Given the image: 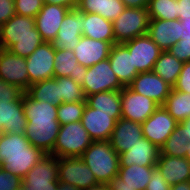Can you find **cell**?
I'll return each instance as SVG.
<instances>
[{
    "mask_svg": "<svg viewBox=\"0 0 190 190\" xmlns=\"http://www.w3.org/2000/svg\"><path fill=\"white\" fill-rule=\"evenodd\" d=\"M23 107L27 118L24 135L31 145L45 154L53 155L60 124L57 120L58 106L45 101H36L23 93Z\"/></svg>",
    "mask_w": 190,
    "mask_h": 190,
    "instance_id": "1",
    "label": "cell"
},
{
    "mask_svg": "<svg viewBox=\"0 0 190 190\" xmlns=\"http://www.w3.org/2000/svg\"><path fill=\"white\" fill-rule=\"evenodd\" d=\"M45 153L30 144L24 134L2 133L0 137V166L21 179Z\"/></svg>",
    "mask_w": 190,
    "mask_h": 190,
    "instance_id": "2",
    "label": "cell"
},
{
    "mask_svg": "<svg viewBox=\"0 0 190 190\" xmlns=\"http://www.w3.org/2000/svg\"><path fill=\"white\" fill-rule=\"evenodd\" d=\"M0 49L24 58L30 56L44 41L32 17L15 14L2 25Z\"/></svg>",
    "mask_w": 190,
    "mask_h": 190,
    "instance_id": "3",
    "label": "cell"
},
{
    "mask_svg": "<svg viewBox=\"0 0 190 190\" xmlns=\"http://www.w3.org/2000/svg\"><path fill=\"white\" fill-rule=\"evenodd\" d=\"M99 184H108L118 176L119 154L109 141H93L81 156Z\"/></svg>",
    "mask_w": 190,
    "mask_h": 190,
    "instance_id": "4",
    "label": "cell"
},
{
    "mask_svg": "<svg viewBox=\"0 0 190 190\" xmlns=\"http://www.w3.org/2000/svg\"><path fill=\"white\" fill-rule=\"evenodd\" d=\"M92 142L81 121L60 125L53 155L57 158L81 157Z\"/></svg>",
    "mask_w": 190,
    "mask_h": 190,
    "instance_id": "5",
    "label": "cell"
},
{
    "mask_svg": "<svg viewBox=\"0 0 190 190\" xmlns=\"http://www.w3.org/2000/svg\"><path fill=\"white\" fill-rule=\"evenodd\" d=\"M149 23L150 16L147 7L125 8L113 21L115 44L147 34Z\"/></svg>",
    "mask_w": 190,
    "mask_h": 190,
    "instance_id": "6",
    "label": "cell"
},
{
    "mask_svg": "<svg viewBox=\"0 0 190 190\" xmlns=\"http://www.w3.org/2000/svg\"><path fill=\"white\" fill-rule=\"evenodd\" d=\"M22 185L27 190H57L58 158L45 154L22 178Z\"/></svg>",
    "mask_w": 190,
    "mask_h": 190,
    "instance_id": "7",
    "label": "cell"
},
{
    "mask_svg": "<svg viewBox=\"0 0 190 190\" xmlns=\"http://www.w3.org/2000/svg\"><path fill=\"white\" fill-rule=\"evenodd\" d=\"M81 86L85 97L124 88L113 72L108 58L87 68V73Z\"/></svg>",
    "mask_w": 190,
    "mask_h": 190,
    "instance_id": "8",
    "label": "cell"
},
{
    "mask_svg": "<svg viewBox=\"0 0 190 190\" xmlns=\"http://www.w3.org/2000/svg\"><path fill=\"white\" fill-rule=\"evenodd\" d=\"M58 181L84 190L99 184L81 157L58 158Z\"/></svg>",
    "mask_w": 190,
    "mask_h": 190,
    "instance_id": "9",
    "label": "cell"
},
{
    "mask_svg": "<svg viewBox=\"0 0 190 190\" xmlns=\"http://www.w3.org/2000/svg\"><path fill=\"white\" fill-rule=\"evenodd\" d=\"M55 49L52 42H43L26 58L29 86L54 78Z\"/></svg>",
    "mask_w": 190,
    "mask_h": 190,
    "instance_id": "10",
    "label": "cell"
},
{
    "mask_svg": "<svg viewBox=\"0 0 190 190\" xmlns=\"http://www.w3.org/2000/svg\"><path fill=\"white\" fill-rule=\"evenodd\" d=\"M160 105L153 99L134 92L129 87L121 90V118L143 123Z\"/></svg>",
    "mask_w": 190,
    "mask_h": 190,
    "instance_id": "11",
    "label": "cell"
},
{
    "mask_svg": "<svg viewBox=\"0 0 190 190\" xmlns=\"http://www.w3.org/2000/svg\"><path fill=\"white\" fill-rule=\"evenodd\" d=\"M121 113H104L85 105L81 123L93 141H109Z\"/></svg>",
    "mask_w": 190,
    "mask_h": 190,
    "instance_id": "12",
    "label": "cell"
},
{
    "mask_svg": "<svg viewBox=\"0 0 190 190\" xmlns=\"http://www.w3.org/2000/svg\"><path fill=\"white\" fill-rule=\"evenodd\" d=\"M177 124L178 122L160 105L151 116L141 123L143 137L161 149Z\"/></svg>",
    "mask_w": 190,
    "mask_h": 190,
    "instance_id": "13",
    "label": "cell"
},
{
    "mask_svg": "<svg viewBox=\"0 0 190 190\" xmlns=\"http://www.w3.org/2000/svg\"><path fill=\"white\" fill-rule=\"evenodd\" d=\"M122 44L132 54L133 66L139 73L152 71L162 52L148 34L138 36Z\"/></svg>",
    "mask_w": 190,
    "mask_h": 190,
    "instance_id": "14",
    "label": "cell"
},
{
    "mask_svg": "<svg viewBox=\"0 0 190 190\" xmlns=\"http://www.w3.org/2000/svg\"><path fill=\"white\" fill-rule=\"evenodd\" d=\"M0 79L26 92L29 88L26 58L0 49Z\"/></svg>",
    "mask_w": 190,
    "mask_h": 190,
    "instance_id": "15",
    "label": "cell"
},
{
    "mask_svg": "<svg viewBox=\"0 0 190 190\" xmlns=\"http://www.w3.org/2000/svg\"><path fill=\"white\" fill-rule=\"evenodd\" d=\"M83 13L70 9L63 18L57 37L52 41L55 50H74L82 37Z\"/></svg>",
    "mask_w": 190,
    "mask_h": 190,
    "instance_id": "16",
    "label": "cell"
},
{
    "mask_svg": "<svg viewBox=\"0 0 190 190\" xmlns=\"http://www.w3.org/2000/svg\"><path fill=\"white\" fill-rule=\"evenodd\" d=\"M128 87L134 92L153 99L159 105L165 103L173 88L153 71L140 72Z\"/></svg>",
    "mask_w": 190,
    "mask_h": 190,
    "instance_id": "17",
    "label": "cell"
},
{
    "mask_svg": "<svg viewBox=\"0 0 190 190\" xmlns=\"http://www.w3.org/2000/svg\"><path fill=\"white\" fill-rule=\"evenodd\" d=\"M70 9L56 4L44 3L36 15L35 27L44 42H52L58 34L63 18Z\"/></svg>",
    "mask_w": 190,
    "mask_h": 190,
    "instance_id": "18",
    "label": "cell"
},
{
    "mask_svg": "<svg viewBox=\"0 0 190 190\" xmlns=\"http://www.w3.org/2000/svg\"><path fill=\"white\" fill-rule=\"evenodd\" d=\"M147 34L162 51H168L181 40V21L150 19Z\"/></svg>",
    "mask_w": 190,
    "mask_h": 190,
    "instance_id": "19",
    "label": "cell"
},
{
    "mask_svg": "<svg viewBox=\"0 0 190 190\" xmlns=\"http://www.w3.org/2000/svg\"><path fill=\"white\" fill-rule=\"evenodd\" d=\"M160 155V149L145 137L129 148L128 151L119 154V167L130 165L155 166Z\"/></svg>",
    "mask_w": 190,
    "mask_h": 190,
    "instance_id": "20",
    "label": "cell"
},
{
    "mask_svg": "<svg viewBox=\"0 0 190 190\" xmlns=\"http://www.w3.org/2000/svg\"><path fill=\"white\" fill-rule=\"evenodd\" d=\"M142 137L141 123L120 118L115 123L109 142L113 149L121 154L128 151Z\"/></svg>",
    "mask_w": 190,
    "mask_h": 190,
    "instance_id": "21",
    "label": "cell"
},
{
    "mask_svg": "<svg viewBox=\"0 0 190 190\" xmlns=\"http://www.w3.org/2000/svg\"><path fill=\"white\" fill-rule=\"evenodd\" d=\"M155 166L130 165L119 167L118 176L108 183L109 187H129L135 190H146Z\"/></svg>",
    "mask_w": 190,
    "mask_h": 190,
    "instance_id": "22",
    "label": "cell"
},
{
    "mask_svg": "<svg viewBox=\"0 0 190 190\" xmlns=\"http://www.w3.org/2000/svg\"><path fill=\"white\" fill-rule=\"evenodd\" d=\"M110 42L90 39L82 36L73 52L78 63L86 68L109 58L112 48Z\"/></svg>",
    "mask_w": 190,
    "mask_h": 190,
    "instance_id": "23",
    "label": "cell"
},
{
    "mask_svg": "<svg viewBox=\"0 0 190 190\" xmlns=\"http://www.w3.org/2000/svg\"><path fill=\"white\" fill-rule=\"evenodd\" d=\"M26 125L23 95L16 101L0 102V129L2 133L24 134Z\"/></svg>",
    "mask_w": 190,
    "mask_h": 190,
    "instance_id": "24",
    "label": "cell"
},
{
    "mask_svg": "<svg viewBox=\"0 0 190 190\" xmlns=\"http://www.w3.org/2000/svg\"><path fill=\"white\" fill-rule=\"evenodd\" d=\"M108 59L113 72L124 87H128L139 74L133 66L132 54L122 43L113 44Z\"/></svg>",
    "mask_w": 190,
    "mask_h": 190,
    "instance_id": "25",
    "label": "cell"
},
{
    "mask_svg": "<svg viewBox=\"0 0 190 190\" xmlns=\"http://www.w3.org/2000/svg\"><path fill=\"white\" fill-rule=\"evenodd\" d=\"M155 167L170 186L190 180V162L185 157L160 154Z\"/></svg>",
    "mask_w": 190,
    "mask_h": 190,
    "instance_id": "26",
    "label": "cell"
},
{
    "mask_svg": "<svg viewBox=\"0 0 190 190\" xmlns=\"http://www.w3.org/2000/svg\"><path fill=\"white\" fill-rule=\"evenodd\" d=\"M87 68L78 63L72 50H55L54 77H70L82 85Z\"/></svg>",
    "mask_w": 190,
    "mask_h": 190,
    "instance_id": "27",
    "label": "cell"
},
{
    "mask_svg": "<svg viewBox=\"0 0 190 190\" xmlns=\"http://www.w3.org/2000/svg\"><path fill=\"white\" fill-rule=\"evenodd\" d=\"M82 36L115 44L113 22L96 13H83Z\"/></svg>",
    "mask_w": 190,
    "mask_h": 190,
    "instance_id": "28",
    "label": "cell"
},
{
    "mask_svg": "<svg viewBox=\"0 0 190 190\" xmlns=\"http://www.w3.org/2000/svg\"><path fill=\"white\" fill-rule=\"evenodd\" d=\"M182 67V61H179L169 51H162L152 71L173 87L180 75Z\"/></svg>",
    "mask_w": 190,
    "mask_h": 190,
    "instance_id": "29",
    "label": "cell"
},
{
    "mask_svg": "<svg viewBox=\"0 0 190 190\" xmlns=\"http://www.w3.org/2000/svg\"><path fill=\"white\" fill-rule=\"evenodd\" d=\"M26 93L36 101H45L56 106L61 104L59 85L56 82V77L30 85Z\"/></svg>",
    "mask_w": 190,
    "mask_h": 190,
    "instance_id": "30",
    "label": "cell"
},
{
    "mask_svg": "<svg viewBox=\"0 0 190 190\" xmlns=\"http://www.w3.org/2000/svg\"><path fill=\"white\" fill-rule=\"evenodd\" d=\"M86 104L104 113H121V90L100 92L86 96Z\"/></svg>",
    "mask_w": 190,
    "mask_h": 190,
    "instance_id": "31",
    "label": "cell"
},
{
    "mask_svg": "<svg viewBox=\"0 0 190 190\" xmlns=\"http://www.w3.org/2000/svg\"><path fill=\"white\" fill-rule=\"evenodd\" d=\"M162 106L180 123L190 117V93H184L172 88Z\"/></svg>",
    "mask_w": 190,
    "mask_h": 190,
    "instance_id": "32",
    "label": "cell"
},
{
    "mask_svg": "<svg viewBox=\"0 0 190 190\" xmlns=\"http://www.w3.org/2000/svg\"><path fill=\"white\" fill-rule=\"evenodd\" d=\"M188 142L189 140L184 134L183 126L178 123L161 147L160 154L171 157H185L186 152L188 151Z\"/></svg>",
    "mask_w": 190,
    "mask_h": 190,
    "instance_id": "33",
    "label": "cell"
},
{
    "mask_svg": "<svg viewBox=\"0 0 190 190\" xmlns=\"http://www.w3.org/2000/svg\"><path fill=\"white\" fill-rule=\"evenodd\" d=\"M147 10L150 19H178V0H149Z\"/></svg>",
    "mask_w": 190,
    "mask_h": 190,
    "instance_id": "34",
    "label": "cell"
},
{
    "mask_svg": "<svg viewBox=\"0 0 190 190\" xmlns=\"http://www.w3.org/2000/svg\"><path fill=\"white\" fill-rule=\"evenodd\" d=\"M59 85L61 103L86 102L82 86L70 77L56 78Z\"/></svg>",
    "mask_w": 190,
    "mask_h": 190,
    "instance_id": "35",
    "label": "cell"
},
{
    "mask_svg": "<svg viewBox=\"0 0 190 190\" xmlns=\"http://www.w3.org/2000/svg\"><path fill=\"white\" fill-rule=\"evenodd\" d=\"M86 102H65L57 108V120L60 125L81 121Z\"/></svg>",
    "mask_w": 190,
    "mask_h": 190,
    "instance_id": "36",
    "label": "cell"
},
{
    "mask_svg": "<svg viewBox=\"0 0 190 190\" xmlns=\"http://www.w3.org/2000/svg\"><path fill=\"white\" fill-rule=\"evenodd\" d=\"M15 12L21 16L35 18L43 6V0H14Z\"/></svg>",
    "mask_w": 190,
    "mask_h": 190,
    "instance_id": "37",
    "label": "cell"
},
{
    "mask_svg": "<svg viewBox=\"0 0 190 190\" xmlns=\"http://www.w3.org/2000/svg\"><path fill=\"white\" fill-rule=\"evenodd\" d=\"M122 0H103L101 16L113 22L125 10Z\"/></svg>",
    "mask_w": 190,
    "mask_h": 190,
    "instance_id": "38",
    "label": "cell"
},
{
    "mask_svg": "<svg viewBox=\"0 0 190 190\" xmlns=\"http://www.w3.org/2000/svg\"><path fill=\"white\" fill-rule=\"evenodd\" d=\"M23 93L24 92L17 86L11 85L0 79V102L16 101L23 95Z\"/></svg>",
    "mask_w": 190,
    "mask_h": 190,
    "instance_id": "39",
    "label": "cell"
},
{
    "mask_svg": "<svg viewBox=\"0 0 190 190\" xmlns=\"http://www.w3.org/2000/svg\"><path fill=\"white\" fill-rule=\"evenodd\" d=\"M179 61H190V39H181L168 50Z\"/></svg>",
    "mask_w": 190,
    "mask_h": 190,
    "instance_id": "40",
    "label": "cell"
},
{
    "mask_svg": "<svg viewBox=\"0 0 190 190\" xmlns=\"http://www.w3.org/2000/svg\"><path fill=\"white\" fill-rule=\"evenodd\" d=\"M21 184L22 179L19 176L5 171L0 166V190H17Z\"/></svg>",
    "mask_w": 190,
    "mask_h": 190,
    "instance_id": "41",
    "label": "cell"
},
{
    "mask_svg": "<svg viewBox=\"0 0 190 190\" xmlns=\"http://www.w3.org/2000/svg\"><path fill=\"white\" fill-rule=\"evenodd\" d=\"M173 89L184 93H190V61L183 63L180 75Z\"/></svg>",
    "mask_w": 190,
    "mask_h": 190,
    "instance_id": "42",
    "label": "cell"
},
{
    "mask_svg": "<svg viewBox=\"0 0 190 190\" xmlns=\"http://www.w3.org/2000/svg\"><path fill=\"white\" fill-rule=\"evenodd\" d=\"M170 185L166 182L163 175L155 167L146 190H170Z\"/></svg>",
    "mask_w": 190,
    "mask_h": 190,
    "instance_id": "43",
    "label": "cell"
},
{
    "mask_svg": "<svg viewBox=\"0 0 190 190\" xmlns=\"http://www.w3.org/2000/svg\"><path fill=\"white\" fill-rule=\"evenodd\" d=\"M103 0H78L77 9L82 13L101 14Z\"/></svg>",
    "mask_w": 190,
    "mask_h": 190,
    "instance_id": "44",
    "label": "cell"
},
{
    "mask_svg": "<svg viewBox=\"0 0 190 190\" xmlns=\"http://www.w3.org/2000/svg\"><path fill=\"white\" fill-rule=\"evenodd\" d=\"M16 14L14 0H0V24H5Z\"/></svg>",
    "mask_w": 190,
    "mask_h": 190,
    "instance_id": "45",
    "label": "cell"
},
{
    "mask_svg": "<svg viewBox=\"0 0 190 190\" xmlns=\"http://www.w3.org/2000/svg\"><path fill=\"white\" fill-rule=\"evenodd\" d=\"M178 19L190 17V0H178Z\"/></svg>",
    "mask_w": 190,
    "mask_h": 190,
    "instance_id": "46",
    "label": "cell"
},
{
    "mask_svg": "<svg viewBox=\"0 0 190 190\" xmlns=\"http://www.w3.org/2000/svg\"><path fill=\"white\" fill-rule=\"evenodd\" d=\"M43 3L56 4L69 9H75L78 4V0H43Z\"/></svg>",
    "mask_w": 190,
    "mask_h": 190,
    "instance_id": "47",
    "label": "cell"
},
{
    "mask_svg": "<svg viewBox=\"0 0 190 190\" xmlns=\"http://www.w3.org/2000/svg\"><path fill=\"white\" fill-rule=\"evenodd\" d=\"M126 8H144L148 6L149 0H122Z\"/></svg>",
    "mask_w": 190,
    "mask_h": 190,
    "instance_id": "48",
    "label": "cell"
},
{
    "mask_svg": "<svg viewBox=\"0 0 190 190\" xmlns=\"http://www.w3.org/2000/svg\"><path fill=\"white\" fill-rule=\"evenodd\" d=\"M181 39H190V17L181 20Z\"/></svg>",
    "mask_w": 190,
    "mask_h": 190,
    "instance_id": "49",
    "label": "cell"
},
{
    "mask_svg": "<svg viewBox=\"0 0 190 190\" xmlns=\"http://www.w3.org/2000/svg\"><path fill=\"white\" fill-rule=\"evenodd\" d=\"M180 124L183 126L184 134L190 142V117L181 121Z\"/></svg>",
    "mask_w": 190,
    "mask_h": 190,
    "instance_id": "50",
    "label": "cell"
},
{
    "mask_svg": "<svg viewBox=\"0 0 190 190\" xmlns=\"http://www.w3.org/2000/svg\"><path fill=\"white\" fill-rule=\"evenodd\" d=\"M170 190H190V180L172 185Z\"/></svg>",
    "mask_w": 190,
    "mask_h": 190,
    "instance_id": "51",
    "label": "cell"
},
{
    "mask_svg": "<svg viewBox=\"0 0 190 190\" xmlns=\"http://www.w3.org/2000/svg\"><path fill=\"white\" fill-rule=\"evenodd\" d=\"M57 190H81V189H78L74 185L58 181V189Z\"/></svg>",
    "mask_w": 190,
    "mask_h": 190,
    "instance_id": "52",
    "label": "cell"
},
{
    "mask_svg": "<svg viewBox=\"0 0 190 190\" xmlns=\"http://www.w3.org/2000/svg\"><path fill=\"white\" fill-rule=\"evenodd\" d=\"M84 190H110V187L108 186V184H97L96 186L89 187Z\"/></svg>",
    "mask_w": 190,
    "mask_h": 190,
    "instance_id": "53",
    "label": "cell"
},
{
    "mask_svg": "<svg viewBox=\"0 0 190 190\" xmlns=\"http://www.w3.org/2000/svg\"><path fill=\"white\" fill-rule=\"evenodd\" d=\"M110 190H135V188H129V187H110Z\"/></svg>",
    "mask_w": 190,
    "mask_h": 190,
    "instance_id": "54",
    "label": "cell"
},
{
    "mask_svg": "<svg viewBox=\"0 0 190 190\" xmlns=\"http://www.w3.org/2000/svg\"><path fill=\"white\" fill-rule=\"evenodd\" d=\"M188 151L186 152L185 158L190 162V142L187 144Z\"/></svg>",
    "mask_w": 190,
    "mask_h": 190,
    "instance_id": "55",
    "label": "cell"
},
{
    "mask_svg": "<svg viewBox=\"0 0 190 190\" xmlns=\"http://www.w3.org/2000/svg\"><path fill=\"white\" fill-rule=\"evenodd\" d=\"M1 31H2V25L0 24V46H1V44H2V33H1Z\"/></svg>",
    "mask_w": 190,
    "mask_h": 190,
    "instance_id": "56",
    "label": "cell"
},
{
    "mask_svg": "<svg viewBox=\"0 0 190 190\" xmlns=\"http://www.w3.org/2000/svg\"><path fill=\"white\" fill-rule=\"evenodd\" d=\"M17 190H27L22 184L17 188Z\"/></svg>",
    "mask_w": 190,
    "mask_h": 190,
    "instance_id": "57",
    "label": "cell"
}]
</instances>
